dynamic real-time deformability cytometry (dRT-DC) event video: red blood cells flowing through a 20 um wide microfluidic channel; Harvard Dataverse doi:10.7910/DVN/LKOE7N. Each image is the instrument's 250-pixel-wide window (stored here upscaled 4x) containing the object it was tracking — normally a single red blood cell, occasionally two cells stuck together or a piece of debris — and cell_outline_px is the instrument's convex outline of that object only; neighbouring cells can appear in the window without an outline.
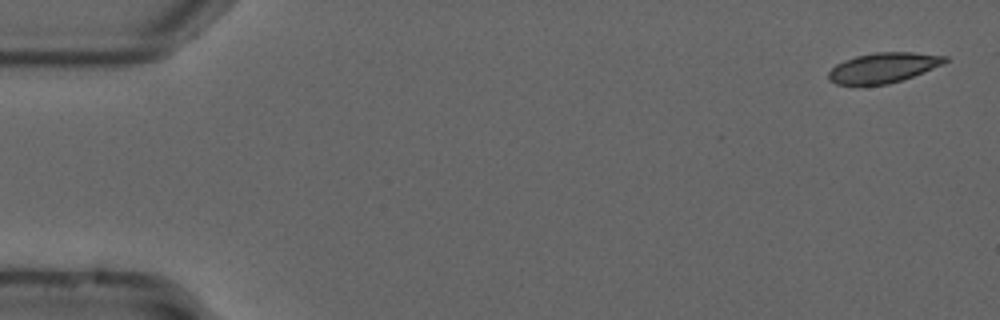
{"species": "common noctule bat (a hibernating species)", "species_latin": "Nyctalus noctula", "temperature_condition": "cold", "stored_images_in_passage": 54, "camera_frame_rate_fps": 3000, "um_per_image_px": 0.085, "animal": {"sex": "male", "forearm_length_mm": 52.5}, "frame": {"image": 1, "passage_image": 1, "time_ms": 0.0, "image_size_px": [1000, 320], "cell_outline_px": [[948, 60], [944, 64], [912, 76], [888, 84], [836, 84], [828, 80], [828, 72], [836, 64], [844, 60], [856, 56], [876, 52], [912, 52], [948, 56]], "centroid_in_image_um": [75.08, 5.74], "position_along_channel_um": 9.9, "area_um2": 20.23}}
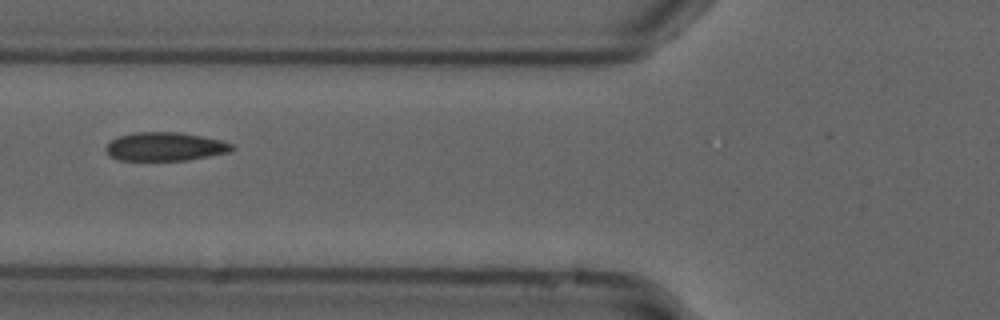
{"frame": {"image": 2, "passage_image": 20, "time_ms": 6.333, "image_size_px": [1000, 320], "cell_outline_px": [[236, 148], [228, 152], [188, 160], [120, 160], [108, 156], [104, 148], [112, 140], [120, 136], [136, 132], [180, 132], [220, 140], [232, 144]], "centroid_in_image_um": [14.01, 12.46], "position_along_channel_um": 111.8, "area_um2": 20.87}}
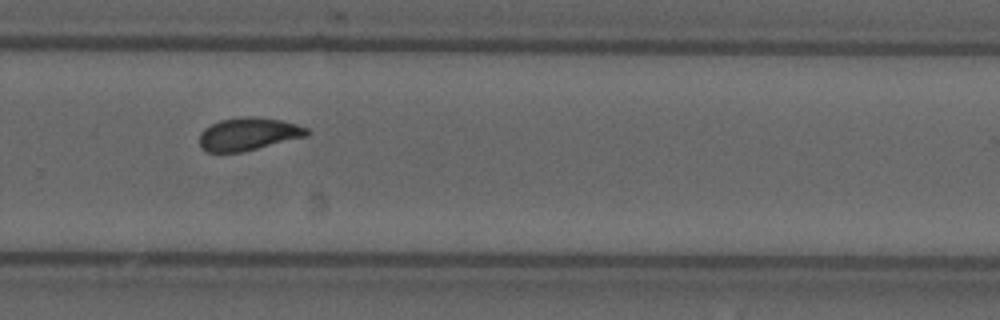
{"frame": {"image": 3, "passage_image": 36, "time_ms": 11.667, "image_size_px": [1000, 320], "cell_outline_px": [[308, 136], [244, 152], [208, 152], [200, 148], [200, 132], [204, 128], [220, 120], [248, 116], [252, 116], [280, 120], [296, 124], [308, 128]], "centroid_in_image_um": [21.11, 11.4], "position_along_channel_um": 308.7, "area_um2": 20.58}, "authors_computed_cell_mechanics": {"area_um2": 20.6057, "velocity_mm_per_s": 3.7072, "shape_relaxation_time_tau1_ms": 7.4592, "shape_relaxation_time_tau2_ms": 1.557, "deformation_change_tau1": 0.1523, "deformation_change_tau2": 0.0514}}